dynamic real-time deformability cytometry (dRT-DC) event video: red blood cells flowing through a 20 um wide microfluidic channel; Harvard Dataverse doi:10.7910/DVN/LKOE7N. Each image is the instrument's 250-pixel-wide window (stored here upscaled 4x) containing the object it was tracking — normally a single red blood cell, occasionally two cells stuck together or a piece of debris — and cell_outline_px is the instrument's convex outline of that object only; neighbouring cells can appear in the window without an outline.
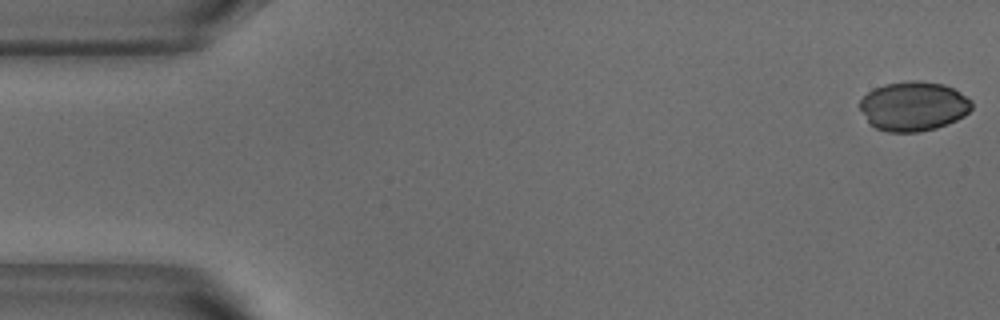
{"species": "common noctule bat (a hibernating species)", "species_latin": "Nyctalus noctula", "temperature_condition": "warm", "stored_images_in_passage": 52, "camera_frame_rate_fps": 3000, "um_per_image_px": 0.085, "animal": {"sex": "male", "body_mass_g": 18.8}, "frame": {"image": 1, "passage_image": 1, "time_ms": 0.0, "image_size_px": [1000, 320], "cell_outline_px": [[972, 108], [964, 116], [948, 124], [936, 128], [920, 132], [888, 132], [876, 128], [868, 120], [860, 108], [860, 100], [868, 92], [884, 84], [908, 80], [920, 80], [944, 84], [952, 88], [972, 100]], "centroid_in_image_um": [77.67, 9.02], "position_along_channel_um": 7.3, "area_um2": 32.19}}
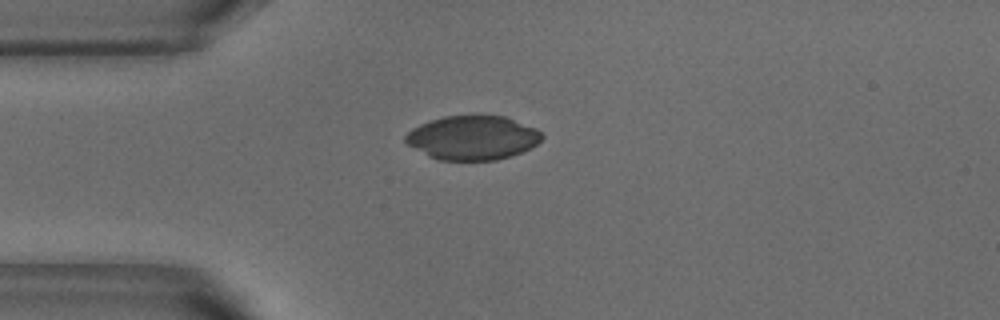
{"frame": {"image": 2, "passage_image": 13, "time_ms": 4.0, "image_size_px": [1000, 320], "cell_outline_px": [[544, 136], [532, 148], [512, 156], [496, 160], [440, 160], [428, 156], [408, 144], [404, 140], [404, 136], [412, 128], [420, 124], [444, 116], [504, 116], [536, 128]], "centroid_in_image_um": [40.18, 11.72], "position_along_channel_um": 44.8, "area_um2": 34.91}}